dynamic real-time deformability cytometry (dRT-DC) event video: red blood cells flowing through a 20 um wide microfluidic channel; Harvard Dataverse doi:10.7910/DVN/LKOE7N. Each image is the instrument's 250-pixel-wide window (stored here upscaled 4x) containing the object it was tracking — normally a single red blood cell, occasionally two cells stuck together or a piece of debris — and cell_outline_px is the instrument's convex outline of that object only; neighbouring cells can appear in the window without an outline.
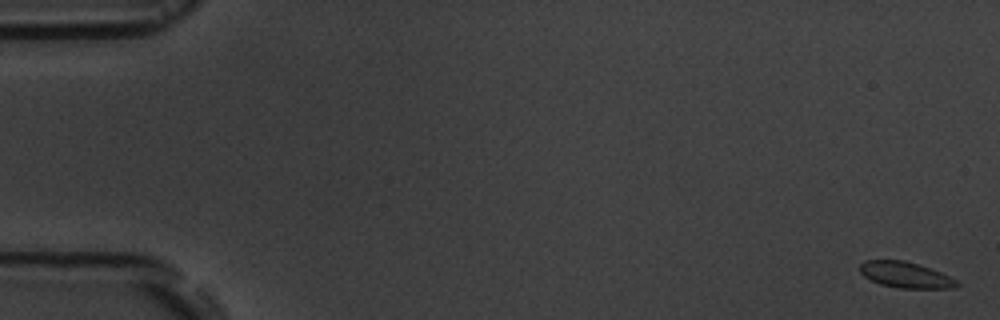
{"species": "common noctule bat (a hibernating species)", "species_latin": "Nyctalus noctula", "temperature_condition": "room temperature", "stored_images_in_passage": 7, "camera_frame_rate_fps": 3000, "um_per_image_px": 0.085, "animal": {"sex": "male", "body_mass_g": 19.5, "forearm_length_mm": 54.6}, "frame": {"image": 1, "passage_image": 1, "time_ms": 0.0, "image_size_px": [1000, 320], "cell_outline_px": [[960, 284], [956, 288], [900, 288], [880, 284], [864, 276], [860, 272], [860, 264], [864, 260], [904, 260], [940, 272], [956, 280]], "centroid_in_image_um": [76.95, 23.37], "position_along_channel_um": 8.0, "area_um2": 14.45}}
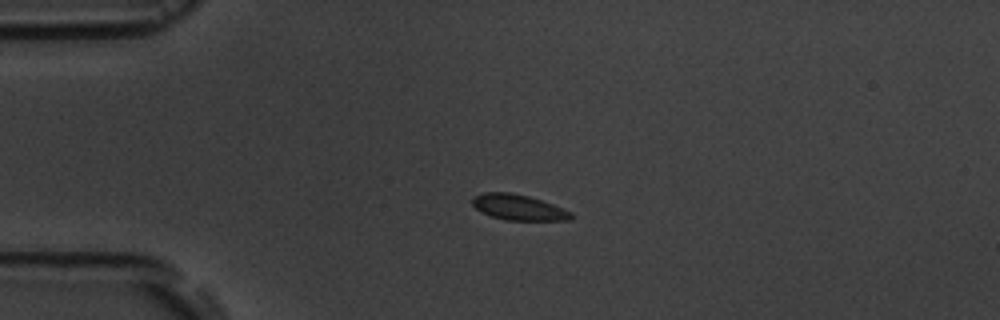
{"frame": {"image": 2, "passage_image": 5, "time_ms": 4.333, "image_size_px": [1000, 320], "cell_outline_px": [[572, 220], [504, 220], [492, 216], [476, 208], [472, 204], [472, 196], [484, 192], [512, 192], [528, 196], [552, 204], [572, 212]], "centroid_in_image_um": [44.06, 17.62], "position_along_channel_um": 40.9, "area_um2": 14.62}}
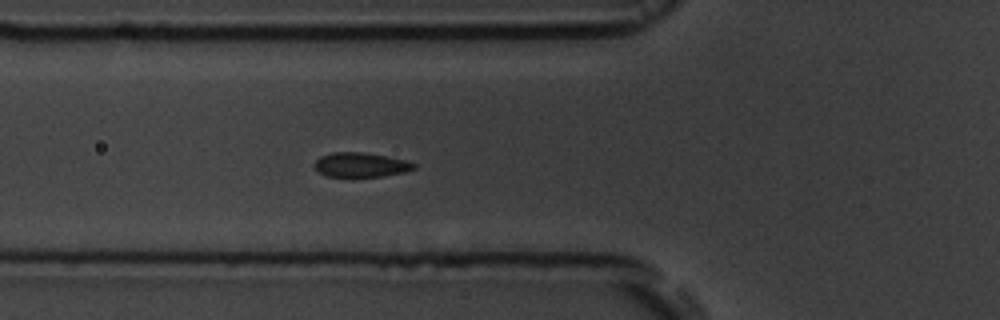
{"frame": {"image": 3, "passage_image": 7, "time_ms": 6.667, "image_size_px": [1000, 320], "cell_outline_px": [[416, 168], [404, 172], [380, 176], [328, 176], [320, 172], [312, 164], [320, 156], [332, 152], [360, 152], [408, 160], [416, 164]], "centroid_in_image_um": [30.66, 14.0], "position_along_channel_um": 95.1, "area_um2": 13.99}}